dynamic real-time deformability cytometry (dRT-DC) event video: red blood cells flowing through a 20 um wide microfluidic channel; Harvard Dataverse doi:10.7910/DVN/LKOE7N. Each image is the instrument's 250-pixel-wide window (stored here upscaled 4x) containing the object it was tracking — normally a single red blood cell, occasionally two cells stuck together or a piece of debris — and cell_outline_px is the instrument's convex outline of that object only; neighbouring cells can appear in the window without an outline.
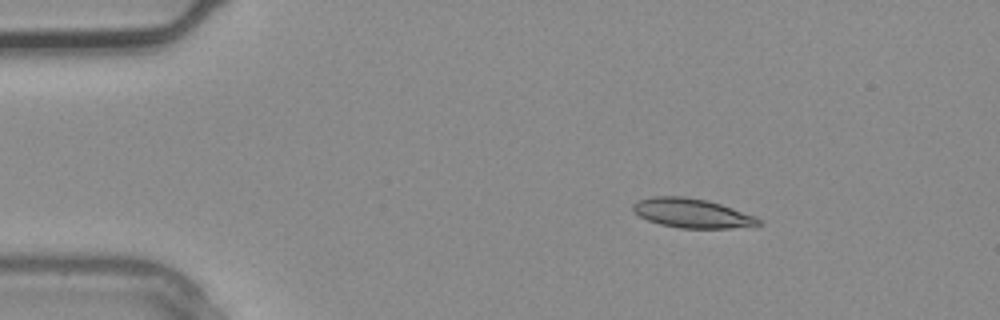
{"species": "common noctule bat (a hibernating species)", "species_latin": "Nyctalus noctula", "temperature_condition": "warm", "stored_images_in_passage": 3, "camera_frame_rate_fps": 3000, "um_per_image_px": 0.085, "animal": {"sex": "male", "body_mass_g": 20.4}, "frame": {"image": 1, "passage_image": 2, "time_ms": 0.333, "image_size_px": [1000, 320], "cell_outline_px": [[764, 224], [756, 228], [680, 228], [660, 224], [648, 220], [640, 216], [632, 208], [632, 204], [636, 200], [652, 196], [684, 196], [708, 200], [756, 216]], "centroid_in_image_um": [58.89, 18.13], "position_along_channel_um": 26.1, "area_um2": 21.79}}